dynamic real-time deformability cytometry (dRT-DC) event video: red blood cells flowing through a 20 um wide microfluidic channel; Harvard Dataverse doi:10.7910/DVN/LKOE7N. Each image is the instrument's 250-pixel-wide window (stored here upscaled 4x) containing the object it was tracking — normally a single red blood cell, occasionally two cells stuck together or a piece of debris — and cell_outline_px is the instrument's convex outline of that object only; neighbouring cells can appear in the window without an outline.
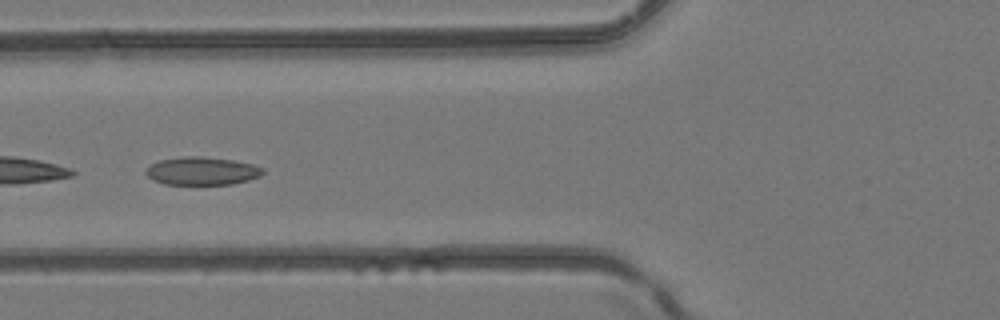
{"species": "common noctule bat (a hibernating species)", "species_latin": "Nyctalus noctula", "temperature_condition": "room temperature", "stored_images_in_passage": 5, "camera_frame_rate_fps": 3000, "um_per_image_px": 0.085, "animal": {"sex": "female", "body_mass_g": 24.6, "forearm_length_mm": 56.2}, "frame": {"image": 1, "passage_image": 5, "time_ms": 1.333, "image_size_px": [1000, 320], "cell_outline_px": [[264, 172], [260, 176], [248, 180], [232, 184], [164, 184], [152, 180], [144, 172], [144, 168], [160, 160], [184, 156], [200, 156], [232, 160], [252, 164], [264, 168]], "centroid_in_image_um": [17.14, 14.53], "position_along_channel_um": 108.7, "area_um2": 19.13}}